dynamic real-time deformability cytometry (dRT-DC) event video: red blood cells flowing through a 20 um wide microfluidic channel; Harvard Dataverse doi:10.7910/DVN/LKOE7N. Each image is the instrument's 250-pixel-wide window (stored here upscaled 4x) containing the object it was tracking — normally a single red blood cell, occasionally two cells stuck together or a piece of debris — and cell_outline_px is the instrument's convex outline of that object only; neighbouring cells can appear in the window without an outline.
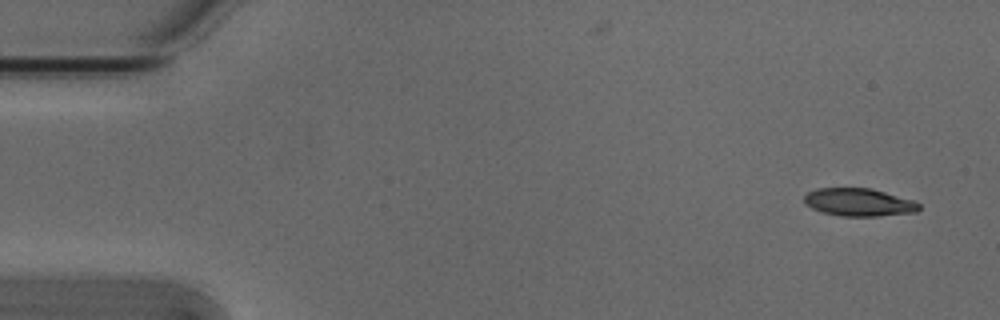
{"species": "Egyptian fruit bat (a non-hibernating species)", "species_latin": "Rousettus aegyptiacus", "temperature_condition": "cold", "stored_images_in_passage": 5, "camera_frame_rate_fps": 3000, "um_per_image_px": 0.085, "animal": {"sex": "male"}, "frame": {"image": 1, "passage_image": 1, "time_ms": 0.0, "image_size_px": [1000, 320], "cell_outline_px": [[920, 208], [916, 212], [876, 216], [840, 216], [824, 212], [812, 208], [804, 204], [804, 196], [808, 192], [816, 188], [872, 188], [912, 200], [920, 204]], "centroid_in_image_um": [72.98, 17.19], "position_along_channel_um": 12.0, "area_um2": 18.55}}
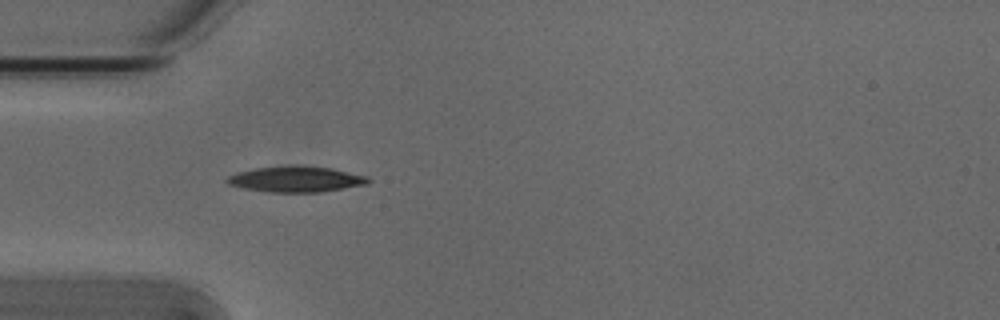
{"frame": {"image": 2, "passage_image": 4, "time_ms": 1.0, "image_size_px": [1000, 320], "cell_outline_px": [[372, 180], [368, 184], [320, 192], [272, 192], [244, 188], [228, 184], [224, 180], [228, 176], [236, 172], [256, 168], [292, 164], [296, 164], [332, 168], [368, 176]], "centroid_in_image_um": [25.18, 15.21], "position_along_channel_um": 59.8, "area_um2": 21.5}}
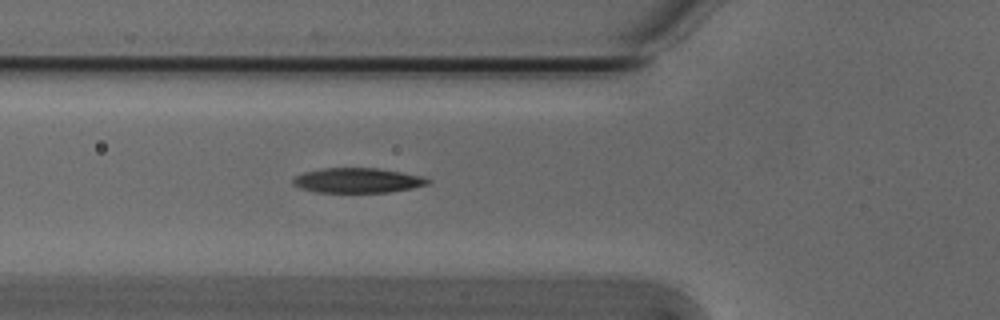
{"frame": {"image": 3, "passage_image": 5, "time_ms": 1.333, "image_size_px": [1000, 320], "cell_outline_px": [[432, 180], [428, 184], [412, 188], [388, 192], [316, 192], [300, 188], [292, 184], [292, 180], [296, 176], [304, 172], [324, 168], [376, 168], [424, 176]], "centroid_in_image_um": [30.4, 15.33], "position_along_channel_um": 95.4, "area_um2": 19.48}}